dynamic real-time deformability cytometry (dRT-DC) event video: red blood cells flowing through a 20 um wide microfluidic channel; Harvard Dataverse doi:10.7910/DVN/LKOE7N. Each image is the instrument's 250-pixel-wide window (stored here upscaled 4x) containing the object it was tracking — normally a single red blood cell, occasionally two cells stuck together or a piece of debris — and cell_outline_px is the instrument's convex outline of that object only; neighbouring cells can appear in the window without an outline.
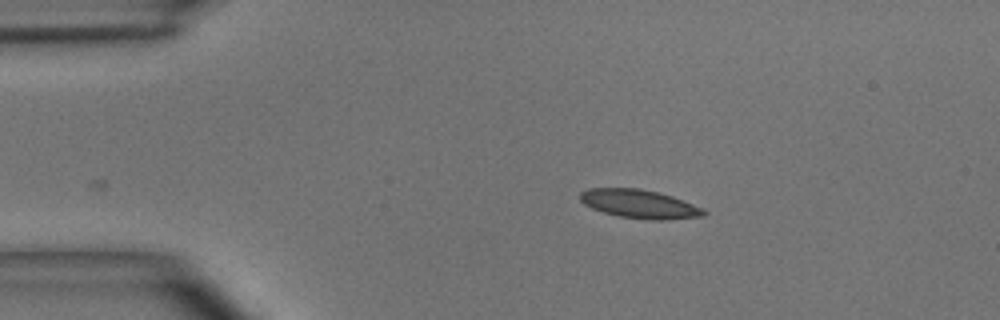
{"species": "common noctule bat (a hibernating species)", "species_latin": "Nyctalus noctula", "temperature_condition": "room temperature", "stored_images_in_passage": 38, "camera_frame_rate_fps": 3000, "um_per_image_px": 0.085, "animal": {"sex": "male", "body_mass_g": 15.6}, "frame": {"image": 1, "passage_image": 1, "time_ms": 0.0, "image_size_px": [1000, 320], "cell_outline_px": [[708, 212], [704, 216], [668, 220], [652, 220], [620, 216], [604, 212], [592, 208], [584, 204], [580, 200], [580, 192], [588, 188], [640, 188], [672, 196], [704, 208]], "centroid_in_image_um": [54.38, 17.34], "position_along_channel_um": 30.6, "area_um2": 20.63}}
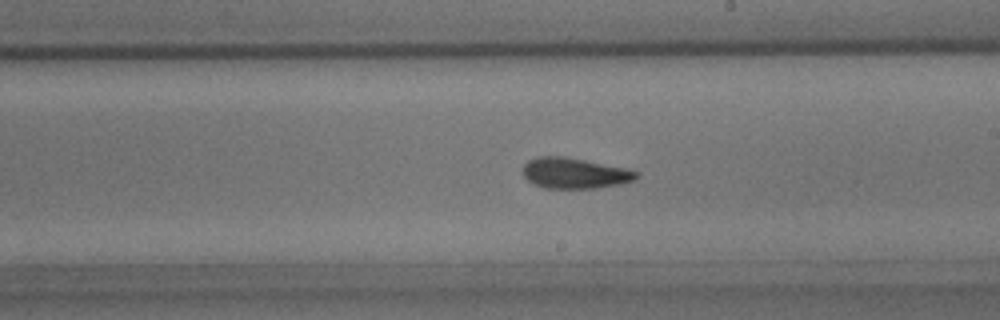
{"frame": {"image": 2, "passage_image": 20, "time_ms": 6.333, "image_size_px": [1000, 320], "cell_outline_px": [[640, 172], [636, 180], [620, 184], [596, 188], [544, 188], [532, 184], [520, 172], [524, 164], [528, 160], [536, 156], [564, 156], [624, 168]], "centroid_in_image_um": [48.79, 14.72], "position_along_channel_um": 240.2, "area_um2": 20.46}}
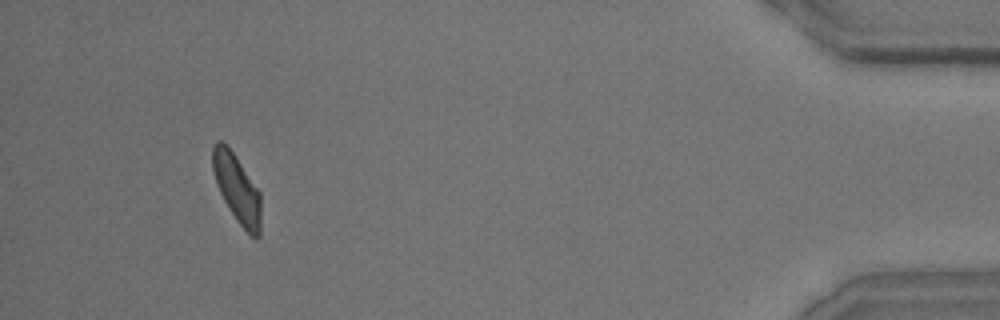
{"frame": {"image": 3, "passage_image": 38, "time_ms": 12.333, "image_size_px": [1000, 320], "cell_outline_px": [[260, 236], [256, 240], [236, 220], [224, 200], [220, 192], [212, 168], [212, 144], [216, 140], [220, 140], [232, 152], [260, 192]], "centroid_in_image_um": [20.13, 16.04], "position_along_channel_um": 415.1, "area_um2": 18.79}, "authors_computed_cell_mechanics": {"area_um2": 19.8832, "velocity_mm_per_s": 4.0336, "shape_relaxation_time_tau1_ms": 4.5421, "shape_relaxation_time_tau2_ms": 2.0182, "deformation_change_tau1": 0.1122, "deformation_change_tau2": 0.0818}}